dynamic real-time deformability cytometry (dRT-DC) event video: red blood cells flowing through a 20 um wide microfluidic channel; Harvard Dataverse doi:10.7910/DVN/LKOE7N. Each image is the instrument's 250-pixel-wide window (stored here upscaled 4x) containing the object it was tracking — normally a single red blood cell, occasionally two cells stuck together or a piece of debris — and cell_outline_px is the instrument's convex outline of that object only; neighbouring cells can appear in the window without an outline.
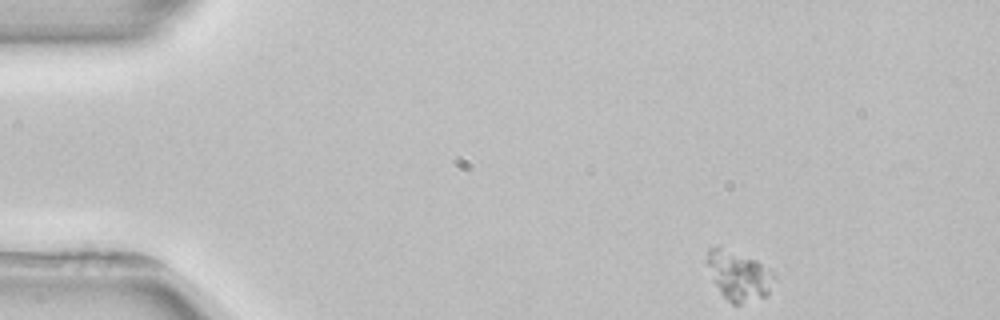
{"species": "common noctule bat (a hibernating species)", "species_latin": "Nyctalus noctula", "temperature_condition": "room temperature", "stored_images_in_passage": 3, "camera_frame_rate_fps": 3000, "um_per_image_px": 0.085, "animal": {"sex": "female", "body_mass_g": 22.7, "forearm_length_mm": 54.2}, "frame": {"image": 1, "passage_image": 1, "time_ms": 0.0, "image_size_px": [1000, 320], "cell_outline_px": [[776, 276], [768, 292], [764, 296], [740, 304], [732, 304], [720, 292], [712, 280], [704, 260], [708, 248], [720, 244], [756, 260], [772, 272]], "centroid_in_image_um": [62.71, 23.36], "position_along_channel_um": 22.3, "area_um2": 19.59}}
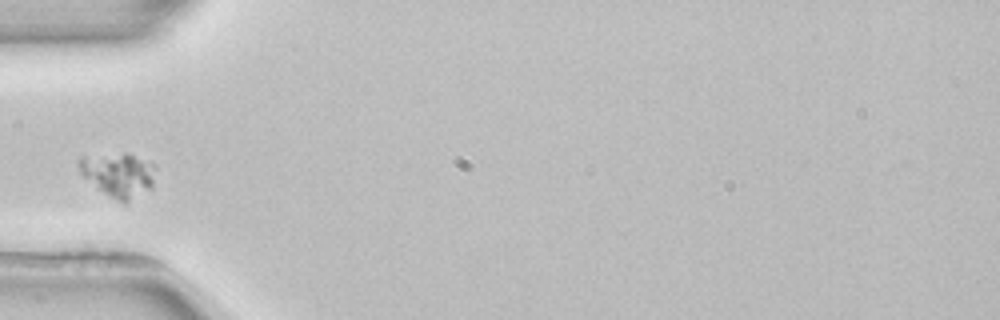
{"frame": {"image": 2, "passage_image": 3, "time_ms": 3.667, "image_size_px": [1000, 320], "cell_outline_px": [[156, 168], [152, 188], [124, 204], [108, 196], [96, 188], [80, 172], [76, 164], [76, 160], [80, 156], [124, 152], [128, 152], [152, 160], [156, 164]], "centroid_in_image_um": [10.08, 14.81], "position_along_channel_um": 74.9, "area_um2": 20.58}}